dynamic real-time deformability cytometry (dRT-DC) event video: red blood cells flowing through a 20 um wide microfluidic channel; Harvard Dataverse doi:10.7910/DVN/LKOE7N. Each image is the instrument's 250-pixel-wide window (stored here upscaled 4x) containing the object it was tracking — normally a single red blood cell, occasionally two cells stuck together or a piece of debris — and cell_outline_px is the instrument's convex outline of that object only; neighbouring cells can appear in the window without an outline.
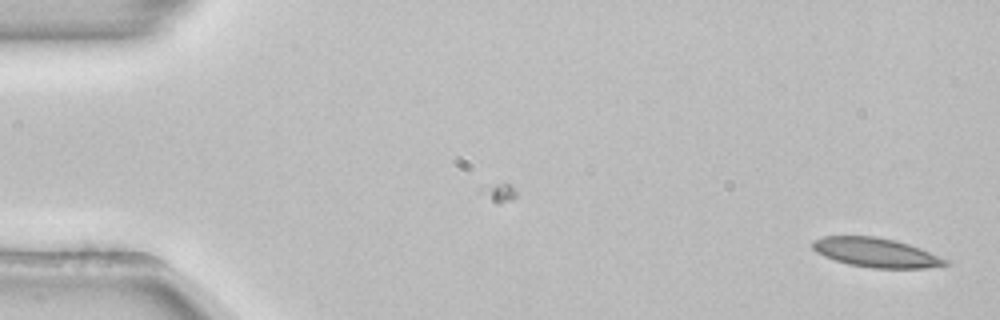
{"species": "common noctule bat (a hibernating species)", "species_latin": "Nyctalus noctula", "temperature_condition": "room temperature", "stored_images_in_passage": 8, "camera_frame_rate_fps": 3000, "um_per_image_px": 0.085, "animal": {"sex": "female", "body_mass_g": 22.7, "forearm_length_mm": 54.2}, "frame": {"image": 1, "passage_image": 1, "time_ms": 0.0, "image_size_px": [1000, 320], "cell_outline_px": [[952, 264], [944, 268], [872, 268], [848, 264], [824, 256], [816, 252], [812, 248], [812, 240], [824, 236], [876, 236], [896, 240], [920, 248], [948, 260]], "centroid_in_image_um": [74.52, 21.48], "position_along_channel_um": 10.5, "area_um2": 22.95}}